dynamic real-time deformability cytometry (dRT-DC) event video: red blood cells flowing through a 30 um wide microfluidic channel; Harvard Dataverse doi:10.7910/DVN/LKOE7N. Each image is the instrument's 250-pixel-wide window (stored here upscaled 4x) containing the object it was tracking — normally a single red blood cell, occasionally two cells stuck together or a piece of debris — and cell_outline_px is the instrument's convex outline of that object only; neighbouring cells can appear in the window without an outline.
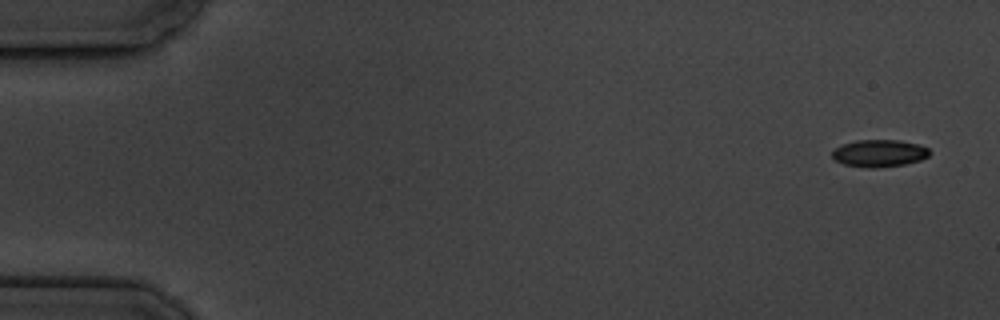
{"species": "common noctule bat (a hibernating species)", "species_latin": "Nyctalus noctula", "temperature_condition": "cold", "stored_images_in_passage": 5, "camera_frame_rate_fps": 3000, "um_per_image_px": 0.085, "animal": {"sex": "male", "body_mass_g": 19.5, "forearm_length_mm": 54.6}, "frame": {"image": 1, "passage_image": 1, "time_ms": 0.0, "image_size_px": [1000, 320], "cell_outline_px": [[932, 152], [928, 156], [920, 160], [904, 164], [872, 168], [868, 168], [844, 164], [836, 160], [832, 156], [832, 152], [840, 144], [856, 140], [900, 140], [916, 144], [928, 148]], "centroid_in_image_um": [74.73, 13.02], "position_along_channel_um": 10.3, "area_um2": 15.37}}
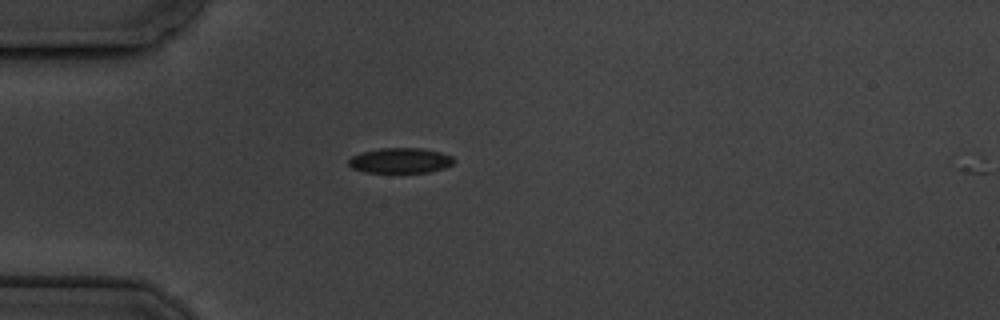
{"frame": {"image": 2, "passage_image": 5, "time_ms": 4.667, "image_size_px": [1000, 320], "cell_outline_px": [[456, 160], [452, 164], [444, 168], [428, 172], [364, 172], [352, 168], [348, 164], [348, 160], [352, 156], [360, 152], [380, 148], [420, 148], [440, 152], [452, 156]], "centroid_in_image_um": [34.01, 13.64], "position_along_channel_um": 51.0, "area_um2": 15.49}}